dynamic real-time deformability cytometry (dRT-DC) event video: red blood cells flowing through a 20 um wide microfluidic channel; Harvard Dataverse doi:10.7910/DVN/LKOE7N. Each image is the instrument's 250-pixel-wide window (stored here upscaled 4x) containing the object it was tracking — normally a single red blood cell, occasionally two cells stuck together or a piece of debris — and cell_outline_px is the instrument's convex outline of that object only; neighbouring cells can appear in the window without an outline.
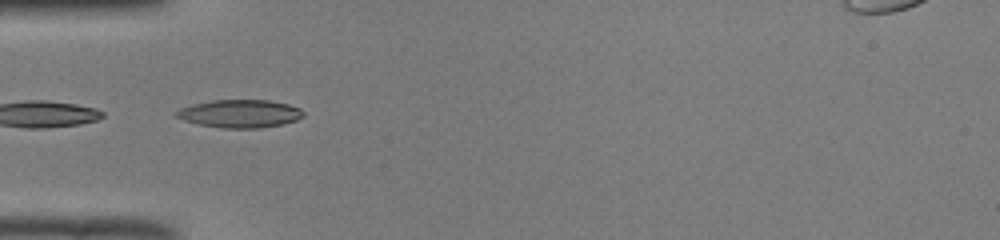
{"species": "common noctule bat (a hibernating species)", "species_latin": "Nyctalus noctula", "temperature_condition": "room temperature", "stored_images_in_passage": 31, "camera_frame_rate_fps": 3000, "um_per_image_px": 0.085, "animal": {"sex": "male", "body_mass_g": 19.0, "forearm_length_mm": 50.8}, "frame": {"image": 1, "passage_image": 1, "time_ms": 0.0, "image_size_px": [1000, 240], "cell_outline_px": [[304, 116], [296, 120], [280, 124], [260, 128], [220, 128], [200, 124], [184, 120], [176, 116], [172, 112], [180, 108], [192, 104], [212, 100], [268, 100], [288, 104], [300, 108], [304, 112]], "centroid_in_image_um": [20.37, 9.65], "position_along_channel_um": 64.6, "area_um2": 20.69}, "authors_computed_cell_mechanics": {"area_um2": 18.9584, "velocity_mm_per_s": 4.0044, "shape_relaxation_time_tau1_ms": null, "shape_relaxation_time_tau2_ms": 1.574, "deformation_change_tau1": null, "deformation_change_tau2": 0.0686}}